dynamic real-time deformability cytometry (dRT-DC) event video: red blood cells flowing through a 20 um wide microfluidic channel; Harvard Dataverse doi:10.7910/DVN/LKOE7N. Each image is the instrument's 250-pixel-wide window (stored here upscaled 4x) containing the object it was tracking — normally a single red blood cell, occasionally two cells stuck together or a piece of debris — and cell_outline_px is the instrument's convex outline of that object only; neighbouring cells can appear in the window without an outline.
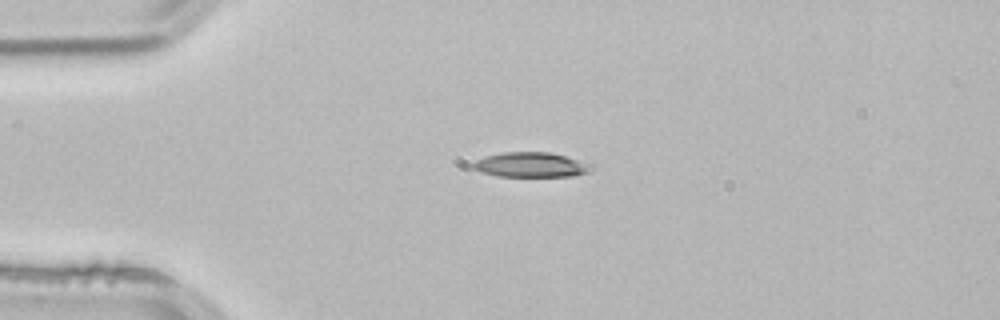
{"species": "common noctule bat (a hibernating species)", "species_latin": "Nyctalus noctula", "temperature_condition": "room temperature", "stored_images_in_passage": 3, "camera_frame_rate_fps": 3000, "um_per_image_px": 0.085, "animal": {"sex": "male", "body_mass_g": 21.5, "forearm_length_mm": 52.0}, "frame": {"image": 1, "passage_image": 3, "time_ms": 0.667, "image_size_px": [1000, 320], "cell_outline_px": [[588, 168], [584, 172], [572, 176], [500, 176], [480, 172], [472, 168], [472, 164], [476, 160], [484, 156], [504, 152], [548, 152], [564, 156], [576, 160], [584, 164]], "centroid_in_image_um": [44.94, 14.0], "position_along_channel_um": 40.1, "area_um2": 16.47}}